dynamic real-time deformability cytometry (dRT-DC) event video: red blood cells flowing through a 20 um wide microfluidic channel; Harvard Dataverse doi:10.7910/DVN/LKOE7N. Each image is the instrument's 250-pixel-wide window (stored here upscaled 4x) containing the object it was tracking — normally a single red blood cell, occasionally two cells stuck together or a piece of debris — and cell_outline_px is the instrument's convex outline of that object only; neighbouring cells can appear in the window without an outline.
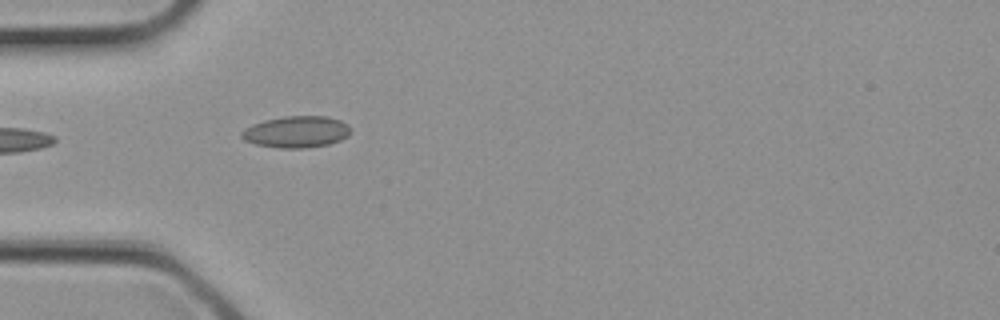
{"species": "common noctule bat (a hibernating species)", "species_latin": "Nyctalus noctula", "temperature_condition": "cold", "stored_images_in_passage": 1, "camera_frame_rate_fps": 3000, "um_per_image_px": 0.085, "animal": {"sex": "female", "body_mass_g": 21.9}, "frame": {"image": 1, "passage_image": 1, "time_ms": 0.0, "image_size_px": [1000, 320], "cell_outline_px": [[352, 132], [348, 136], [340, 140], [328, 144], [304, 148], [280, 148], [256, 144], [244, 140], [240, 136], [240, 132], [244, 128], [252, 124], [264, 120], [284, 116], [328, 116], [340, 120], [348, 124], [352, 128]], "centroid_in_image_um": [25.2, 11.2], "position_along_channel_um": 59.8, "area_um2": 20.29}}